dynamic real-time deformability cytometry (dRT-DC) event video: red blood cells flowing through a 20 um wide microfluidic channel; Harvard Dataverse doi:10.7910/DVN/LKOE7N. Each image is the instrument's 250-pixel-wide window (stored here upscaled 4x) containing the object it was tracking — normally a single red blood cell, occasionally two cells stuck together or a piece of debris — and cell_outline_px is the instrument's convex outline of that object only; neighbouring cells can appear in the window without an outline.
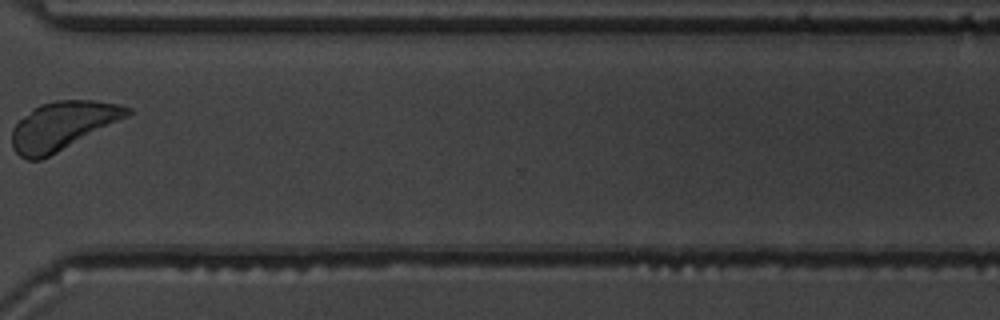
{"species": "common noctule bat (a hibernating species)", "species_latin": "Nyctalus noctula", "temperature_condition": "warm", "stored_images_in_passage": 14, "camera_frame_rate_fps": 3000, "um_per_image_px": 0.085, "animal": {"sex": "male", "body_mass_g": 19.5, "forearm_length_mm": 54.6}, "frame": {"image": 1, "passage_image": 12, "time_ms": 13.667, "image_size_px": [1000, 320], "cell_outline_px": [[132, 112], [128, 116], [40, 160], [28, 160], [20, 156], [12, 148], [12, 128], [32, 108], [40, 104], [56, 100], [92, 100], [120, 104], [132, 108]], "centroid_in_image_um": [5.3, 10.66], "position_along_channel_um": 365.3, "area_um2": 32.02}, "authors_computed_cell_mechanics": {"area_um2": 29.5358, "velocity_mm_per_s": 3.3324, "shape_relaxation_time_tau1_ms": null, "shape_relaxation_time_tau2_ms": 3.1227, "deformation_change_tau1": null, "deformation_change_tau2": 0.0688}}